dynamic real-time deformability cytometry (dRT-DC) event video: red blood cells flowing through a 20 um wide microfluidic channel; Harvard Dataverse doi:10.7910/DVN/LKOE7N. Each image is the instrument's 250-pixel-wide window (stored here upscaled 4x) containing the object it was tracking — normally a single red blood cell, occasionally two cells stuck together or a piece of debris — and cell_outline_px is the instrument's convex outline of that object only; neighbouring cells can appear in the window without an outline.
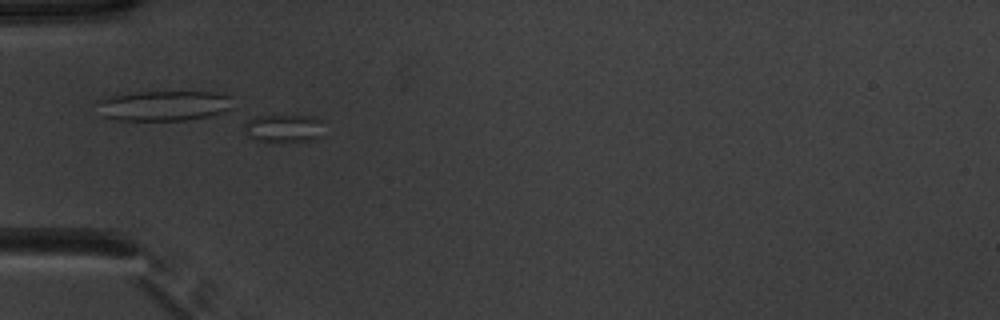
{"species": "common noctule bat (a hibernating species)", "species_latin": "Nyctalus noctula", "temperature_condition": "warm", "stored_images_in_passage": 51, "camera_frame_rate_fps": 3000, "um_per_image_px": 0.085, "animal": {"sex": "male", "body_mass_g": 20.1, "forearm_length_mm": 53.5}, "frame": {"image": 1, "passage_image": 17, "time_ms": 5.333, "image_size_px": [1000, 320], "cell_outline_px": [[320, 120], [316, 140], [268, 144], [248, 136], [244, 124], [248, 120], [256, 116], [316, 116]], "centroid_in_image_um": [24.04, 10.94], "position_along_channel_um": 61.0, "area_um2": 12.95}, "authors_computed_cell_mechanics": {"area_um2": 12.9472, "velocity_mm_per_s": 3.9441, "shape_relaxation_time_tau1_ms": null, "shape_relaxation_time_tau2_ms": 1.4242, "deformation_change_tau1": null, "deformation_change_tau2": 0.0904}}